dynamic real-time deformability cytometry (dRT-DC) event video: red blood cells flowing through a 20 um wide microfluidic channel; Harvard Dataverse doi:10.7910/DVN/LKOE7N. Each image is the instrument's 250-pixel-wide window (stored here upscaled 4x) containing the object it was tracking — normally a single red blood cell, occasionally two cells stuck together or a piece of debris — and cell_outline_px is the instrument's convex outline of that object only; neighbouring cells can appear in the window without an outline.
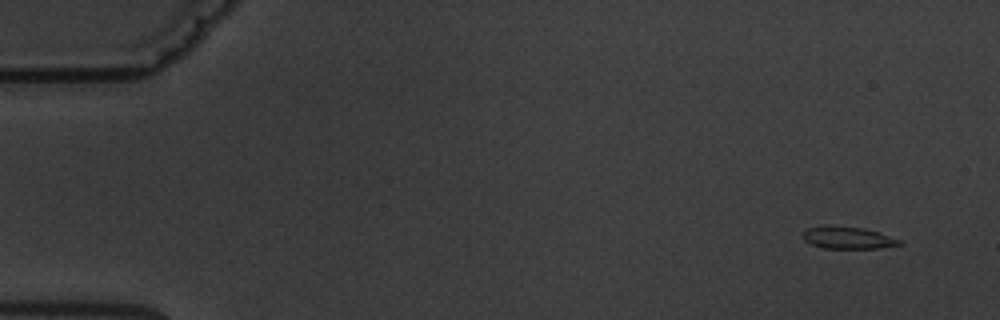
{"species": "common noctule bat (a hibernating species)", "species_latin": "Nyctalus noctula", "temperature_condition": "warm", "stored_images_in_passage": 5, "camera_frame_rate_fps": 3000, "um_per_image_px": 0.085, "animal": {"sex": "male", "body_mass_g": 19.5, "forearm_length_mm": 54.6}, "frame": {"image": 1, "passage_image": 1, "time_ms": 0.0, "image_size_px": [1000, 320], "cell_outline_px": [[904, 244], [880, 248], [824, 248], [812, 244], [804, 240], [804, 232], [808, 228], [824, 224], [828, 224], [864, 228], [880, 232], [900, 240]], "centroid_in_image_um": [72.08, 20.19], "position_along_channel_um": 12.9, "area_um2": 12.6}}
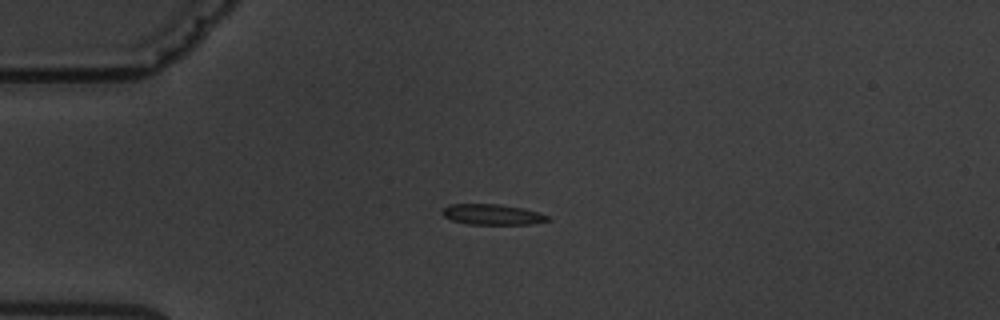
{"frame": {"image": 2, "passage_image": 4, "time_ms": 3.667, "image_size_px": [1000, 320], "cell_outline_px": [[552, 220], [532, 224], [468, 224], [452, 220], [444, 216], [440, 212], [448, 204], [500, 204], [524, 208], [548, 216]], "centroid_in_image_um": [41.84, 18.23], "position_along_channel_um": 43.2, "area_um2": 12.66}}